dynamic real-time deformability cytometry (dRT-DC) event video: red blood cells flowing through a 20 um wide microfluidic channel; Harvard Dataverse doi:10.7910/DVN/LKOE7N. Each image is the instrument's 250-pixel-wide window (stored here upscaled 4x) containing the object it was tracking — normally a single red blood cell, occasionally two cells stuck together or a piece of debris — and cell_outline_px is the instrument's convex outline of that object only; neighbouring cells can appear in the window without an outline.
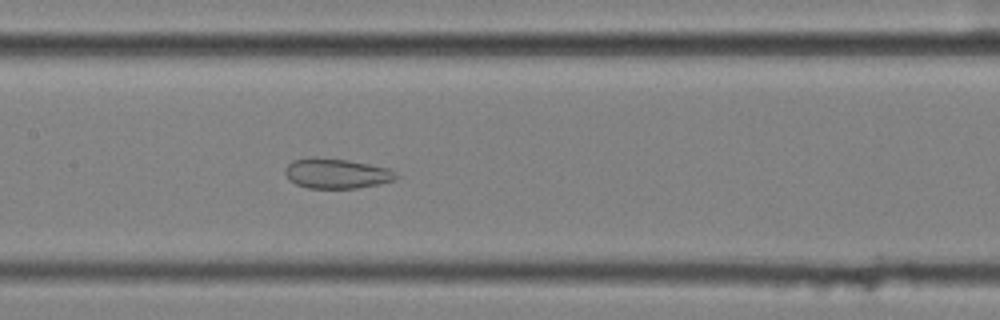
{"species": "common noctule bat (a hibernating species)", "species_latin": "Nyctalus noctula", "temperature_condition": "cold", "stored_images_in_passage": 58, "segment_of_instrument_passage": [2, 2], "camera_frame_rate_fps": 3000, "um_per_image_px": 0.085, "animal": {"sex": "female", "body_mass_g": 25.1}, "frame": {"image": 1, "passage_image": 29, "time_ms": 9.333, "image_size_px": [1000, 320], "cell_outline_px": [[400, 176], [396, 180], [380, 184], [356, 188], [308, 188], [296, 184], [288, 180], [284, 172], [284, 168], [292, 160], [348, 160], [388, 168], [396, 172]], "centroid_in_image_um": [28.66, 14.79], "position_along_channel_um": 178.7, "area_um2": 18.9}}
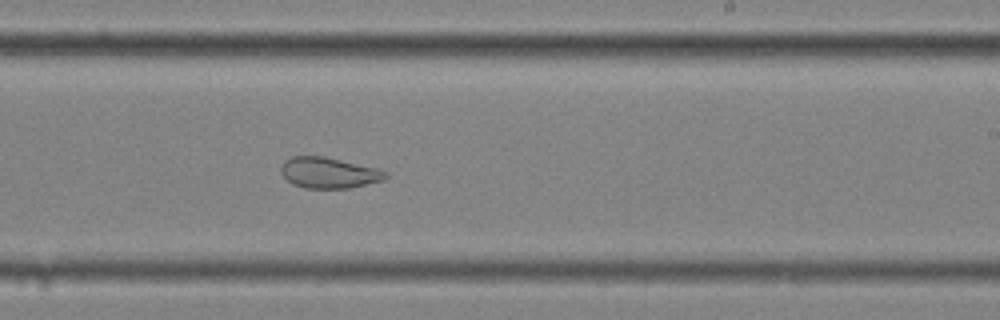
{"frame": {"image": 2, "passage_image": 36, "time_ms": 11.667, "image_size_px": [1000, 320], "cell_outline_px": [[388, 176], [384, 180], [348, 188], [304, 188], [292, 184], [280, 172], [280, 168], [284, 160], [292, 156], [324, 156], [376, 168], [388, 172]], "centroid_in_image_um": [27.93, 14.68], "position_along_channel_um": 261.1, "area_um2": 18.79}}
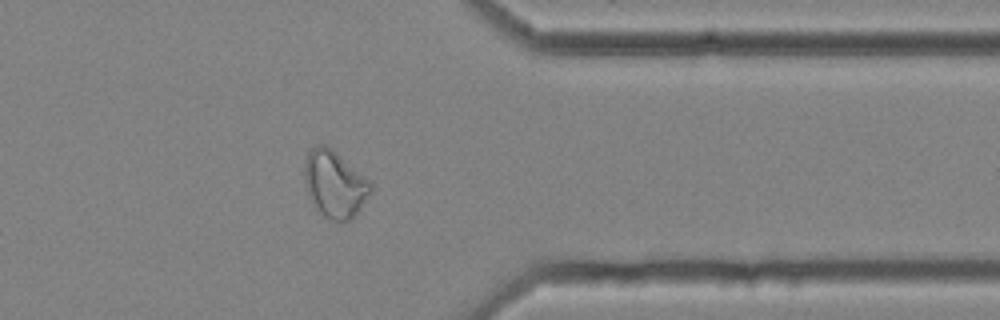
{"frame": {"image": 3, "passage_image": 47, "time_ms": 15.333, "image_size_px": [1000, 320], "cell_outline_px": [[372, 188], [356, 216], [348, 220], [332, 220], [320, 216], [312, 204], [308, 196], [304, 176], [304, 160], [308, 152], [316, 144], [328, 144], [368, 180], [372, 184]], "centroid_in_image_um": [28.4, 15.64], "position_along_channel_um": 383.0, "area_um2": 25.95}}